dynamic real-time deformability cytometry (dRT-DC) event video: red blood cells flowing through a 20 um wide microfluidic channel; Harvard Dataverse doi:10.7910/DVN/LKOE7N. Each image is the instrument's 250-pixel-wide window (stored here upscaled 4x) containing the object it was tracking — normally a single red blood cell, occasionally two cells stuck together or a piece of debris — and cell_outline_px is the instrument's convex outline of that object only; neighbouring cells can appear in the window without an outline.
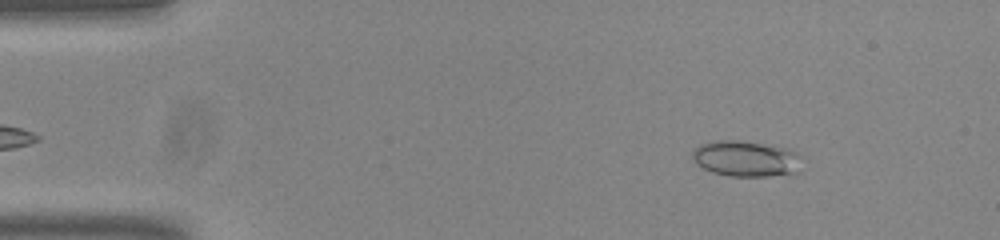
{"species": "common noctule bat (a hibernating species)", "species_latin": "Nyctalus noctula", "temperature_condition": "room temperature", "stored_images_in_passage": 51, "camera_frame_rate_fps": 3000, "um_per_image_px": 0.085, "animal": {"sex": "male", "body_mass_g": 20.0, "forearm_length_mm": 53.3}, "frame": {"image": 1, "passage_image": 4, "time_ms": 1.0, "image_size_px": [1000, 240], "cell_outline_px": [[800, 172], [768, 176], [728, 176], [712, 172], [696, 164], [692, 160], [692, 152], [700, 144], [716, 140], [740, 140], [772, 144], [788, 148], [796, 152], [800, 156]], "centroid_in_image_um": [63.42, 13.47], "position_along_channel_um": 21.6, "area_um2": 23.24}}
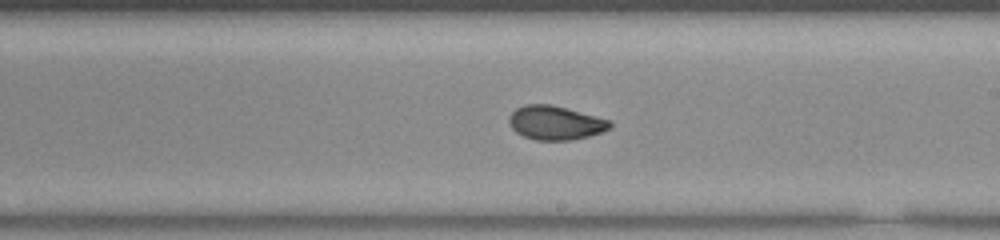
{"frame": {"image": 2, "passage_image": 28, "time_ms": 9.0, "image_size_px": [1000, 240], "cell_outline_px": [[612, 124], [608, 128], [600, 132], [588, 136], [572, 140], [536, 140], [524, 136], [516, 132], [508, 124], [508, 116], [516, 108], [524, 104], [552, 104], [612, 120]], "centroid_in_image_um": [47.18, 10.42], "position_along_channel_um": 241.8, "area_um2": 20.06}}
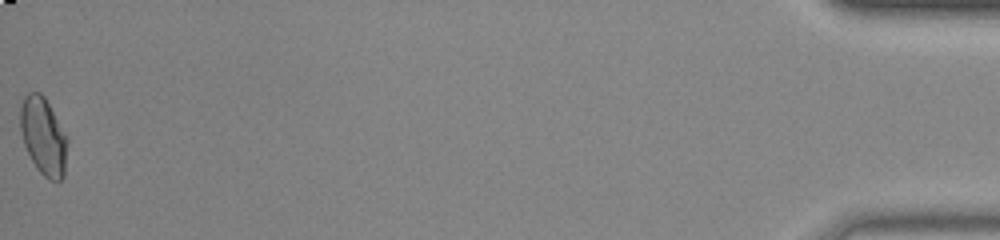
{"frame": {"image": 3, "passage_image": 51, "time_ms": 16.667, "image_size_px": [1000, 240], "cell_outline_px": [[68, 140], [64, 176], [60, 180], [48, 180], [36, 168], [24, 144], [20, 128], [20, 108], [24, 96], [28, 92], [40, 92], [44, 96], [64, 132]], "centroid_in_image_um": [3.68, 11.58], "position_along_channel_um": 431.5, "area_um2": 21.1}, "authors_computed_cell_mechanics": {"area_um2": 20.23, "velocity_mm_per_s": 3.785, "shape_relaxation_time_tau1_ms": null, "shape_relaxation_time_tau2_ms": 1.1606, "deformation_change_tau1": null, "deformation_change_tau2": 0.0547}}